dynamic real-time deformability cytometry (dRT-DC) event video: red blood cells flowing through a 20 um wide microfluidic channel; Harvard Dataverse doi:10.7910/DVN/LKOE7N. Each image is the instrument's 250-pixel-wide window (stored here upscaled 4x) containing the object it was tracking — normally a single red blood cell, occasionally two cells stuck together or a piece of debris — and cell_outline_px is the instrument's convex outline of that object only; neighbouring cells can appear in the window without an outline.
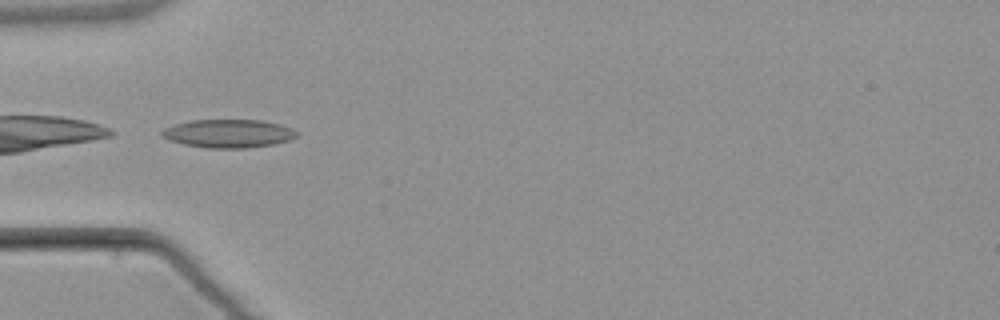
{"species": "common noctule bat (a hibernating species)", "species_latin": "Nyctalus noctula", "temperature_condition": "warm", "stored_images_in_passage": 6, "camera_frame_rate_fps": 3000, "um_per_image_px": 0.085, "animal": {"sex": "male", "body_mass_g": 21.5, "forearm_length_mm": 52.0}, "frame": {"image": 1, "passage_image": 4, "time_ms": 3.333, "image_size_px": [1000, 320], "cell_outline_px": [[300, 136], [288, 140], [272, 144], [244, 148], [204, 148], [184, 144], [168, 140], [160, 132], [164, 128], [176, 124], [192, 120], [260, 120], [280, 124], [292, 128], [300, 132]], "centroid_in_image_um": [19.45, 11.35], "position_along_channel_um": 65.6, "area_um2": 22.25}}
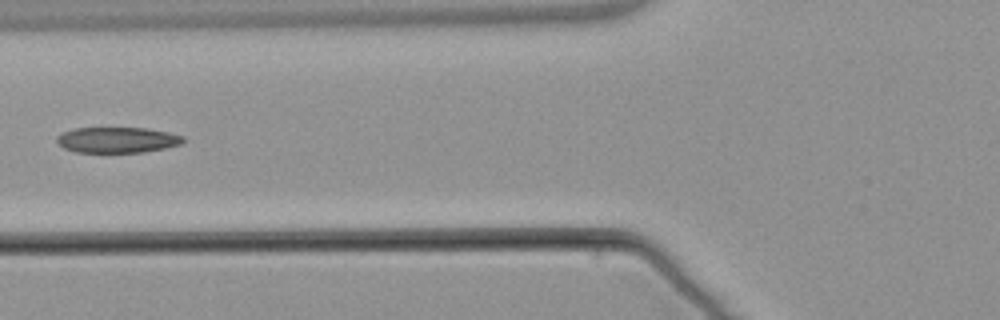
{"frame": {"image": 2, "passage_image": 5, "time_ms": 4.667, "image_size_px": [1000, 320], "cell_outline_px": [[184, 140], [180, 144], [164, 148], [144, 152], [76, 152], [64, 148], [56, 140], [56, 136], [72, 128], [148, 128], [168, 132], [184, 136]], "centroid_in_image_um": [9.96, 11.89], "position_along_channel_um": 115.8, "area_um2": 18.84}}